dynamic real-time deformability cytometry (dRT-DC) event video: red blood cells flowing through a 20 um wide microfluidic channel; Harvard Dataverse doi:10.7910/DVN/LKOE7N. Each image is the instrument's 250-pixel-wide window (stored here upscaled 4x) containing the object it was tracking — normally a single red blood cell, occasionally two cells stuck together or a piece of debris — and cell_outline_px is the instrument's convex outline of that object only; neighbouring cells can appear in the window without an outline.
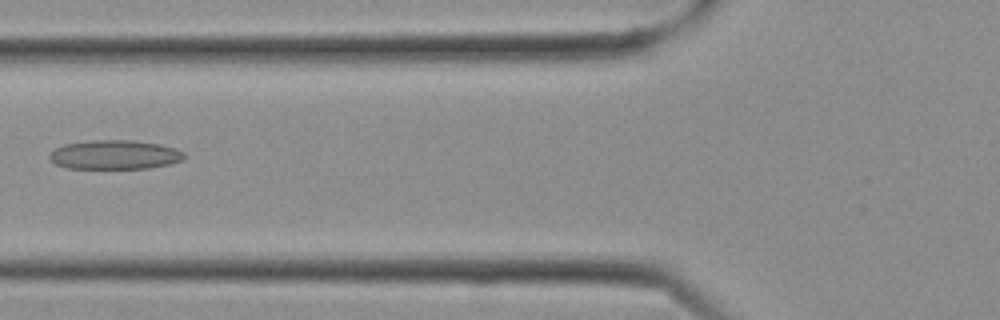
{"species": "Egyptian fruit bat (a non-hibernating species)", "species_latin": "Rousettus aegyptiacus", "temperature_condition": "cold", "stored_images_in_passage": 11, "camera_frame_rate_fps": 3000, "um_per_image_px": 0.085, "frame": {"image": 1, "passage_image": 10, "time_ms": 3.0, "image_size_px": [1000, 320], "cell_outline_px": [[184, 156], [180, 160], [168, 164], [148, 168], [64, 168], [56, 164], [48, 156], [56, 148], [64, 144], [92, 140], [128, 140], [160, 144], [176, 148], [184, 152]], "centroid_in_image_um": [9.73, 13.15], "position_along_channel_um": 116.1, "area_um2": 22.66}}